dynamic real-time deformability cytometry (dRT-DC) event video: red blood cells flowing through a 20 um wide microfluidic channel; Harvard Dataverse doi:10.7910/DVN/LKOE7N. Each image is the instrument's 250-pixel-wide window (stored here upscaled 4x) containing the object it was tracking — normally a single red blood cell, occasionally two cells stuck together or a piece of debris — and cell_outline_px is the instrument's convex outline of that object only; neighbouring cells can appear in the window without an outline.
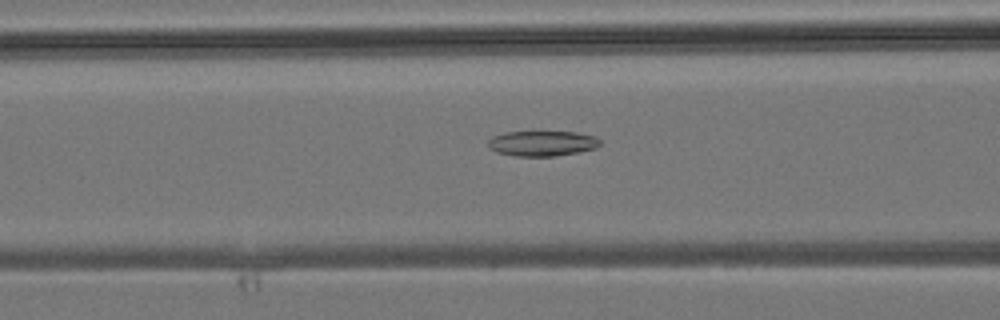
{"species": "common noctule bat (a hibernating species)", "species_latin": "Nyctalus noctula", "temperature_condition": "room temperature", "stored_images_in_passage": 31, "camera_frame_rate_fps": 3000, "um_per_image_px": 0.085, "animal": {"sex": "male", "body_mass_g": 19.2, "forearm_length_mm": 51.8}, "frame": {"image": 1, "passage_image": 9, "time_ms": 2.667, "image_size_px": [1000, 320], "cell_outline_px": [[600, 144], [596, 148], [556, 156], [516, 156], [496, 152], [488, 148], [488, 140], [492, 136], [504, 132], [576, 132], [596, 136], [600, 140]], "centroid_in_image_um": [46.06, 12.18], "position_along_channel_um": 120.5, "area_um2": 16.53}}
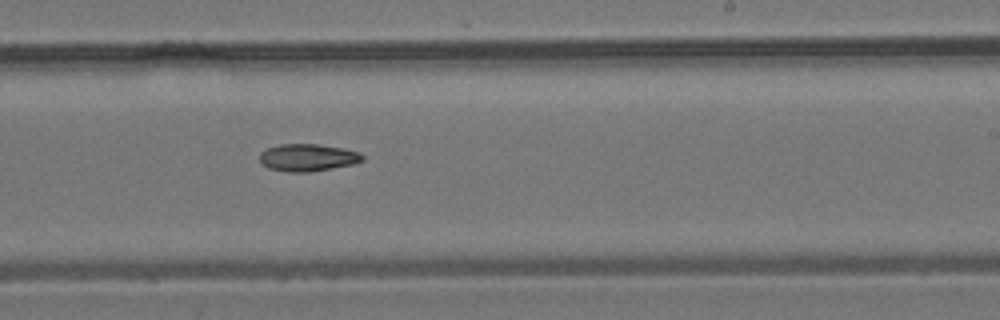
{"frame": {"image": 2, "passage_image": 18, "time_ms": 5.667, "image_size_px": [1000, 320], "cell_outline_px": [[364, 160], [352, 164], [308, 172], [288, 172], [268, 168], [260, 160], [260, 152], [268, 148], [280, 144], [320, 144], [344, 148], [360, 152], [364, 156]], "centroid_in_image_um": [26.17, 13.38], "position_along_channel_um": 262.8, "area_um2": 16.3}}
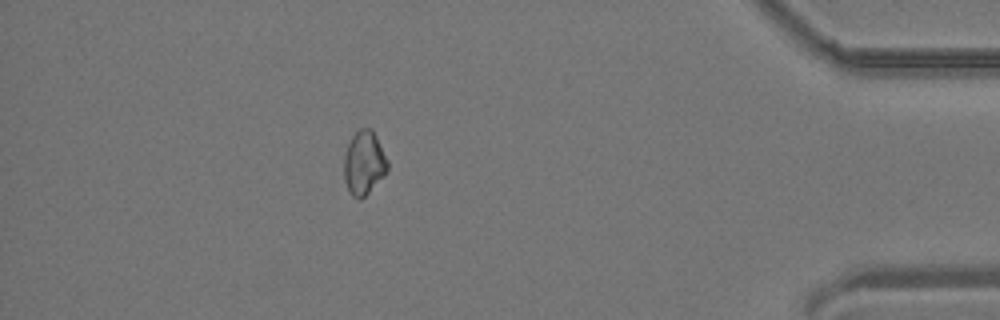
{"frame": {"image": 3, "passage_image": 30, "time_ms": 9.667, "image_size_px": [1000, 320], "cell_outline_px": [[388, 168], [384, 176], [360, 200], [352, 196], [344, 180], [344, 156], [348, 144], [352, 136], [360, 128], [372, 128], [388, 160]], "centroid_in_image_um": [30.94, 13.84], "position_along_channel_um": 404.3, "area_um2": 16.13}}